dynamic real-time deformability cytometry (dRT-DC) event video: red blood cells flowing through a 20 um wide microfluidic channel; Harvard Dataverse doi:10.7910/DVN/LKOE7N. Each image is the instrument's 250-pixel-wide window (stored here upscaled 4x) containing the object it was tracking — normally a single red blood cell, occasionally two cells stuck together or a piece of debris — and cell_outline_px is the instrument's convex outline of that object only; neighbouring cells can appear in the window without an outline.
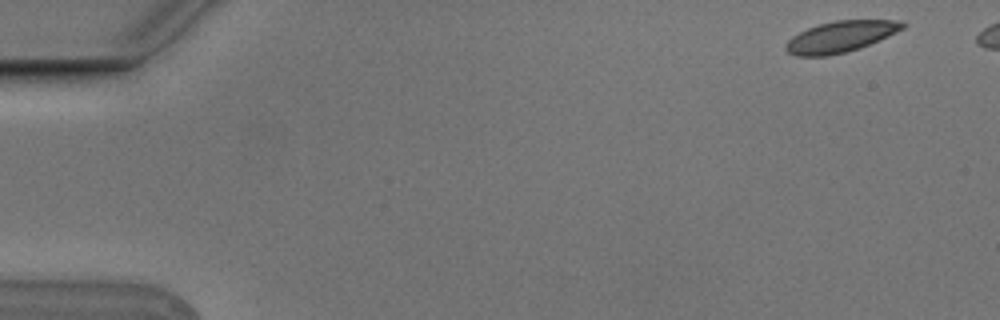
{"species": "Egyptian fruit bat (a non-hibernating species)", "species_latin": "Rousettus aegyptiacus", "temperature_condition": "cold", "stored_images_in_passage": 5, "camera_frame_rate_fps": 3000, "um_per_image_px": 0.085, "animal": {"sex": "male"}, "frame": {"image": 1, "passage_image": 1, "time_ms": 0.0, "image_size_px": [1000, 320], "cell_outline_px": [[908, 24], [904, 28], [888, 36], [860, 48], [848, 52], [828, 56], [796, 56], [788, 52], [784, 48], [784, 44], [792, 36], [808, 28], [820, 24], [836, 20], [896, 20]], "centroid_in_image_um": [71.43, 3.13], "position_along_channel_um": 13.6, "area_um2": 21.21}}